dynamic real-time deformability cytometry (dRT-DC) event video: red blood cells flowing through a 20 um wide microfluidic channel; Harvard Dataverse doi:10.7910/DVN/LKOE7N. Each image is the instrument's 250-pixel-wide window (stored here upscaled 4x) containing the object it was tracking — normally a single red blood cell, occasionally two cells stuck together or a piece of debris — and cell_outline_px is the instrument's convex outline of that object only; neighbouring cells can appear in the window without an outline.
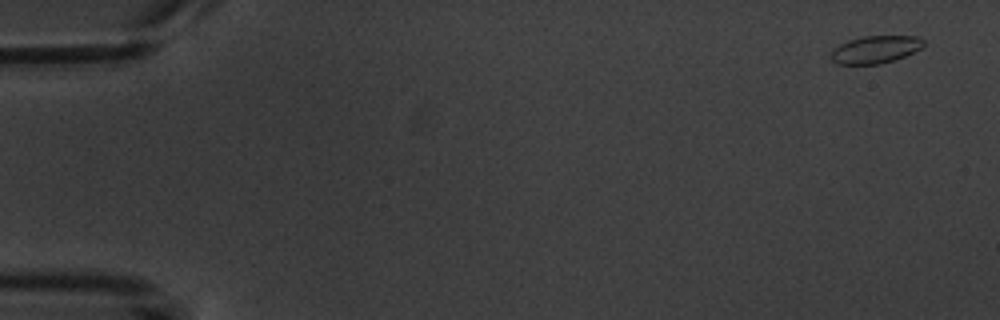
{"species": "common noctule bat (a hibernating species)", "species_latin": "Nyctalus noctula", "temperature_condition": "warm", "stored_images_in_passage": 6, "camera_frame_rate_fps": 3000, "um_per_image_px": 0.085, "animal": {"sex": "male", "body_mass_g": 20.1, "forearm_length_mm": 53.5}, "frame": {"image": 1, "passage_image": 1, "time_ms": 0.0, "image_size_px": [1000, 320], "cell_outline_px": [[924, 44], [920, 48], [904, 56], [880, 64], [840, 64], [832, 60], [828, 56], [840, 44], [848, 40], [864, 36], [916, 36], [924, 40]], "centroid_in_image_um": [74.38, 4.2], "position_along_channel_um": 10.6, "area_um2": 14.62}}
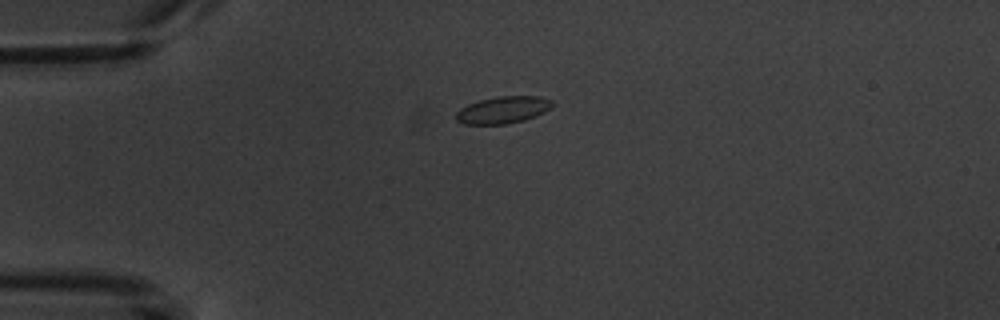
{"frame": {"image": 2, "passage_image": 4, "time_ms": 4.0, "image_size_px": [1000, 320], "cell_outline_px": [[552, 108], [536, 116], [524, 120], [504, 124], [464, 124], [456, 120], [456, 112], [460, 108], [468, 104], [480, 100], [496, 96], [540, 96], [552, 100]], "centroid_in_image_um": [42.76, 9.33], "position_along_channel_um": 42.2, "area_um2": 15.2}}